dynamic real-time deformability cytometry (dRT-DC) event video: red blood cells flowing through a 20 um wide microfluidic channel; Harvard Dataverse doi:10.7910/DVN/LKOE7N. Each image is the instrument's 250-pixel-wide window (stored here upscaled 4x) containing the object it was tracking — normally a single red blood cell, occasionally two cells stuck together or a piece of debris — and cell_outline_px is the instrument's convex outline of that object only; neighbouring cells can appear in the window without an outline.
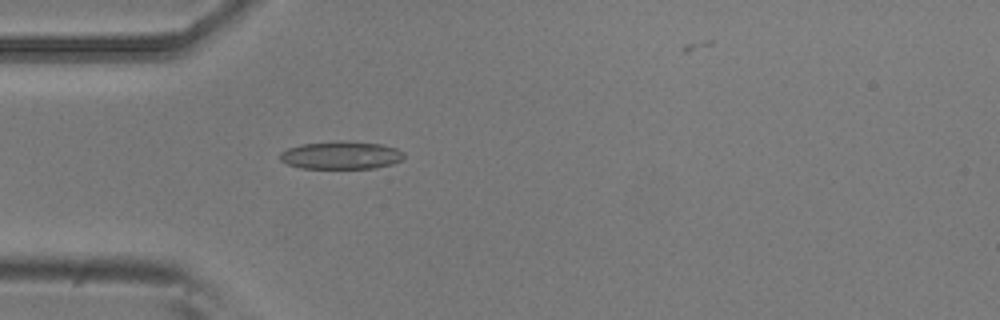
{"species": "common noctule bat (a hibernating species)", "species_latin": "Nyctalus noctula", "temperature_condition": "room temperature", "stored_images_in_passage": 5, "camera_frame_rate_fps": 3000, "um_per_image_px": 0.085, "animal": {"sex": "male", "body_mass_g": 20.5, "forearm_length_mm": 52.5}, "frame": {"image": 1, "passage_image": 5, "time_ms": 1.333, "image_size_px": [1000, 320], "cell_outline_px": [[404, 156], [400, 160], [392, 164], [376, 168], [300, 168], [288, 164], [280, 160], [280, 152], [288, 148], [300, 144], [380, 144], [396, 148], [404, 152]], "centroid_in_image_um": [28.98, 13.25], "position_along_channel_um": 56.0, "area_um2": 19.02}}